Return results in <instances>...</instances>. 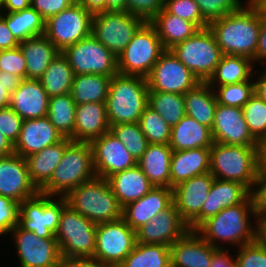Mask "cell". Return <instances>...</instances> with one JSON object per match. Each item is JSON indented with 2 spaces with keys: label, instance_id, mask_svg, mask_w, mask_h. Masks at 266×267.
Returning <instances> with one entry per match:
<instances>
[{
  "label": "cell",
  "instance_id": "obj_1",
  "mask_svg": "<svg viewBox=\"0 0 266 267\" xmlns=\"http://www.w3.org/2000/svg\"><path fill=\"white\" fill-rule=\"evenodd\" d=\"M259 218L252 193L243 203L222 209L195 231L217 249L232 246L233 250L258 239Z\"/></svg>",
  "mask_w": 266,
  "mask_h": 267
},
{
  "label": "cell",
  "instance_id": "obj_2",
  "mask_svg": "<svg viewBox=\"0 0 266 267\" xmlns=\"http://www.w3.org/2000/svg\"><path fill=\"white\" fill-rule=\"evenodd\" d=\"M261 15L249 1L240 10L208 24L223 55H240L253 60L260 33Z\"/></svg>",
  "mask_w": 266,
  "mask_h": 267
},
{
  "label": "cell",
  "instance_id": "obj_3",
  "mask_svg": "<svg viewBox=\"0 0 266 267\" xmlns=\"http://www.w3.org/2000/svg\"><path fill=\"white\" fill-rule=\"evenodd\" d=\"M147 79L141 76L116 74L112 76L106 99L110 127L137 123L148 105Z\"/></svg>",
  "mask_w": 266,
  "mask_h": 267
},
{
  "label": "cell",
  "instance_id": "obj_4",
  "mask_svg": "<svg viewBox=\"0 0 266 267\" xmlns=\"http://www.w3.org/2000/svg\"><path fill=\"white\" fill-rule=\"evenodd\" d=\"M96 176L90 142L71 141L49 182L40 193L65 197L71 190Z\"/></svg>",
  "mask_w": 266,
  "mask_h": 267
},
{
  "label": "cell",
  "instance_id": "obj_5",
  "mask_svg": "<svg viewBox=\"0 0 266 267\" xmlns=\"http://www.w3.org/2000/svg\"><path fill=\"white\" fill-rule=\"evenodd\" d=\"M67 204L95 224L111 222L123 217V207L107 181L95 176L71 190Z\"/></svg>",
  "mask_w": 266,
  "mask_h": 267
},
{
  "label": "cell",
  "instance_id": "obj_6",
  "mask_svg": "<svg viewBox=\"0 0 266 267\" xmlns=\"http://www.w3.org/2000/svg\"><path fill=\"white\" fill-rule=\"evenodd\" d=\"M210 173L217 179L240 182L253 193L258 178L255 146L214 142L210 148Z\"/></svg>",
  "mask_w": 266,
  "mask_h": 267
},
{
  "label": "cell",
  "instance_id": "obj_7",
  "mask_svg": "<svg viewBox=\"0 0 266 267\" xmlns=\"http://www.w3.org/2000/svg\"><path fill=\"white\" fill-rule=\"evenodd\" d=\"M97 224L68 204L62 209L55 238L63 261L93 257L96 248Z\"/></svg>",
  "mask_w": 266,
  "mask_h": 267
},
{
  "label": "cell",
  "instance_id": "obj_8",
  "mask_svg": "<svg viewBox=\"0 0 266 267\" xmlns=\"http://www.w3.org/2000/svg\"><path fill=\"white\" fill-rule=\"evenodd\" d=\"M165 51L154 26L144 22L117 56L118 73L146 78Z\"/></svg>",
  "mask_w": 266,
  "mask_h": 267
},
{
  "label": "cell",
  "instance_id": "obj_9",
  "mask_svg": "<svg viewBox=\"0 0 266 267\" xmlns=\"http://www.w3.org/2000/svg\"><path fill=\"white\" fill-rule=\"evenodd\" d=\"M170 50L200 82L208 81L223 55L208 27L199 29L192 37Z\"/></svg>",
  "mask_w": 266,
  "mask_h": 267
},
{
  "label": "cell",
  "instance_id": "obj_10",
  "mask_svg": "<svg viewBox=\"0 0 266 267\" xmlns=\"http://www.w3.org/2000/svg\"><path fill=\"white\" fill-rule=\"evenodd\" d=\"M67 205L65 197L38 193L19 203L18 224L42 238H55L62 209Z\"/></svg>",
  "mask_w": 266,
  "mask_h": 267
},
{
  "label": "cell",
  "instance_id": "obj_11",
  "mask_svg": "<svg viewBox=\"0 0 266 267\" xmlns=\"http://www.w3.org/2000/svg\"><path fill=\"white\" fill-rule=\"evenodd\" d=\"M62 54L67 58L74 75L98 74L114 76L118 74L117 56L92 34L66 47Z\"/></svg>",
  "mask_w": 266,
  "mask_h": 267
},
{
  "label": "cell",
  "instance_id": "obj_12",
  "mask_svg": "<svg viewBox=\"0 0 266 267\" xmlns=\"http://www.w3.org/2000/svg\"><path fill=\"white\" fill-rule=\"evenodd\" d=\"M92 17L80 3H73L45 21L44 35L62 52L91 35Z\"/></svg>",
  "mask_w": 266,
  "mask_h": 267
},
{
  "label": "cell",
  "instance_id": "obj_13",
  "mask_svg": "<svg viewBox=\"0 0 266 267\" xmlns=\"http://www.w3.org/2000/svg\"><path fill=\"white\" fill-rule=\"evenodd\" d=\"M143 23L129 12H98L92 17L91 34L118 56Z\"/></svg>",
  "mask_w": 266,
  "mask_h": 267
},
{
  "label": "cell",
  "instance_id": "obj_14",
  "mask_svg": "<svg viewBox=\"0 0 266 267\" xmlns=\"http://www.w3.org/2000/svg\"><path fill=\"white\" fill-rule=\"evenodd\" d=\"M20 267H60L63 265L56 238H42L19 224L9 233Z\"/></svg>",
  "mask_w": 266,
  "mask_h": 267
},
{
  "label": "cell",
  "instance_id": "obj_15",
  "mask_svg": "<svg viewBox=\"0 0 266 267\" xmlns=\"http://www.w3.org/2000/svg\"><path fill=\"white\" fill-rule=\"evenodd\" d=\"M136 244V231L123 218L99 223L96 228L94 258L110 267H118Z\"/></svg>",
  "mask_w": 266,
  "mask_h": 267
},
{
  "label": "cell",
  "instance_id": "obj_16",
  "mask_svg": "<svg viewBox=\"0 0 266 267\" xmlns=\"http://www.w3.org/2000/svg\"><path fill=\"white\" fill-rule=\"evenodd\" d=\"M149 92L185 94L200 80L184 66L171 50H166L146 77Z\"/></svg>",
  "mask_w": 266,
  "mask_h": 267
},
{
  "label": "cell",
  "instance_id": "obj_17",
  "mask_svg": "<svg viewBox=\"0 0 266 267\" xmlns=\"http://www.w3.org/2000/svg\"><path fill=\"white\" fill-rule=\"evenodd\" d=\"M215 177L209 172L190 178L172 188L173 204L189 230L201 225V208Z\"/></svg>",
  "mask_w": 266,
  "mask_h": 267
},
{
  "label": "cell",
  "instance_id": "obj_18",
  "mask_svg": "<svg viewBox=\"0 0 266 267\" xmlns=\"http://www.w3.org/2000/svg\"><path fill=\"white\" fill-rule=\"evenodd\" d=\"M93 151V164L97 177L109 176L137 165L136 159L111 131L90 142Z\"/></svg>",
  "mask_w": 266,
  "mask_h": 267
},
{
  "label": "cell",
  "instance_id": "obj_19",
  "mask_svg": "<svg viewBox=\"0 0 266 267\" xmlns=\"http://www.w3.org/2000/svg\"><path fill=\"white\" fill-rule=\"evenodd\" d=\"M39 192L30 179L25 158L15 153L0 157V196L21 203Z\"/></svg>",
  "mask_w": 266,
  "mask_h": 267
},
{
  "label": "cell",
  "instance_id": "obj_20",
  "mask_svg": "<svg viewBox=\"0 0 266 267\" xmlns=\"http://www.w3.org/2000/svg\"><path fill=\"white\" fill-rule=\"evenodd\" d=\"M189 230L172 204L136 230V242L171 246Z\"/></svg>",
  "mask_w": 266,
  "mask_h": 267
},
{
  "label": "cell",
  "instance_id": "obj_21",
  "mask_svg": "<svg viewBox=\"0 0 266 267\" xmlns=\"http://www.w3.org/2000/svg\"><path fill=\"white\" fill-rule=\"evenodd\" d=\"M211 132L213 141L220 144L255 146L256 140L248 130L242 108L217 103Z\"/></svg>",
  "mask_w": 266,
  "mask_h": 267
},
{
  "label": "cell",
  "instance_id": "obj_22",
  "mask_svg": "<svg viewBox=\"0 0 266 267\" xmlns=\"http://www.w3.org/2000/svg\"><path fill=\"white\" fill-rule=\"evenodd\" d=\"M216 250L195 230H188L170 246L171 267H210Z\"/></svg>",
  "mask_w": 266,
  "mask_h": 267
},
{
  "label": "cell",
  "instance_id": "obj_23",
  "mask_svg": "<svg viewBox=\"0 0 266 267\" xmlns=\"http://www.w3.org/2000/svg\"><path fill=\"white\" fill-rule=\"evenodd\" d=\"M63 139L64 137L51 124L47 116L26 119L22 122L20 135L14 145V153L25 158Z\"/></svg>",
  "mask_w": 266,
  "mask_h": 267
},
{
  "label": "cell",
  "instance_id": "obj_24",
  "mask_svg": "<svg viewBox=\"0 0 266 267\" xmlns=\"http://www.w3.org/2000/svg\"><path fill=\"white\" fill-rule=\"evenodd\" d=\"M172 204V188L154 186L145 196L123 207L122 218L136 231Z\"/></svg>",
  "mask_w": 266,
  "mask_h": 267
},
{
  "label": "cell",
  "instance_id": "obj_25",
  "mask_svg": "<svg viewBox=\"0 0 266 267\" xmlns=\"http://www.w3.org/2000/svg\"><path fill=\"white\" fill-rule=\"evenodd\" d=\"M49 96L40 80L23 79L11 94L10 107L23 119L48 115Z\"/></svg>",
  "mask_w": 266,
  "mask_h": 267
},
{
  "label": "cell",
  "instance_id": "obj_26",
  "mask_svg": "<svg viewBox=\"0 0 266 267\" xmlns=\"http://www.w3.org/2000/svg\"><path fill=\"white\" fill-rule=\"evenodd\" d=\"M251 194L240 182L215 178L201 208V224L222 209L243 203Z\"/></svg>",
  "mask_w": 266,
  "mask_h": 267
},
{
  "label": "cell",
  "instance_id": "obj_27",
  "mask_svg": "<svg viewBox=\"0 0 266 267\" xmlns=\"http://www.w3.org/2000/svg\"><path fill=\"white\" fill-rule=\"evenodd\" d=\"M109 131L106 103L76 105L73 141L91 142Z\"/></svg>",
  "mask_w": 266,
  "mask_h": 267
},
{
  "label": "cell",
  "instance_id": "obj_28",
  "mask_svg": "<svg viewBox=\"0 0 266 267\" xmlns=\"http://www.w3.org/2000/svg\"><path fill=\"white\" fill-rule=\"evenodd\" d=\"M210 172V148L173 151L170 165V188L192 177Z\"/></svg>",
  "mask_w": 266,
  "mask_h": 267
},
{
  "label": "cell",
  "instance_id": "obj_29",
  "mask_svg": "<svg viewBox=\"0 0 266 267\" xmlns=\"http://www.w3.org/2000/svg\"><path fill=\"white\" fill-rule=\"evenodd\" d=\"M107 181L122 207L137 201L154 188L138 165L109 176Z\"/></svg>",
  "mask_w": 266,
  "mask_h": 267
},
{
  "label": "cell",
  "instance_id": "obj_30",
  "mask_svg": "<svg viewBox=\"0 0 266 267\" xmlns=\"http://www.w3.org/2000/svg\"><path fill=\"white\" fill-rule=\"evenodd\" d=\"M72 140L64 138L55 145L25 157L31 181L40 191L51 179L54 170L61 162L65 148Z\"/></svg>",
  "mask_w": 266,
  "mask_h": 267
},
{
  "label": "cell",
  "instance_id": "obj_31",
  "mask_svg": "<svg viewBox=\"0 0 266 267\" xmlns=\"http://www.w3.org/2000/svg\"><path fill=\"white\" fill-rule=\"evenodd\" d=\"M26 61V79L39 80L49 64L61 52L45 35L20 42Z\"/></svg>",
  "mask_w": 266,
  "mask_h": 267
},
{
  "label": "cell",
  "instance_id": "obj_32",
  "mask_svg": "<svg viewBox=\"0 0 266 267\" xmlns=\"http://www.w3.org/2000/svg\"><path fill=\"white\" fill-rule=\"evenodd\" d=\"M213 143L211 129L188 115L172 126L169 146L173 151L211 148Z\"/></svg>",
  "mask_w": 266,
  "mask_h": 267
},
{
  "label": "cell",
  "instance_id": "obj_33",
  "mask_svg": "<svg viewBox=\"0 0 266 267\" xmlns=\"http://www.w3.org/2000/svg\"><path fill=\"white\" fill-rule=\"evenodd\" d=\"M173 150L165 144H149L137 165L156 187L170 188V165Z\"/></svg>",
  "mask_w": 266,
  "mask_h": 267
},
{
  "label": "cell",
  "instance_id": "obj_34",
  "mask_svg": "<svg viewBox=\"0 0 266 267\" xmlns=\"http://www.w3.org/2000/svg\"><path fill=\"white\" fill-rule=\"evenodd\" d=\"M253 60L240 55H222L212 76L206 82L212 89L217 86L253 80Z\"/></svg>",
  "mask_w": 266,
  "mask_h": 267
},
{
  "label": "cell",
  "instance_id": "obj_35",
  "mask_svg": "<svg viewBox=\"0 0 266 267\" xmlns=\"http://www.w3.org/2000/svg\"><path fill=\"white\" fill-rule=\"evenodd\" d=\"M184 104L186 115L212 129L217 105L214 89L206 82H200L184 94Z\"/></svg>",
  "mask_w": 266,
  "mask_h": 267
},
{
  "label": "cell",
  "instance_id": "obj_36",
  "mask_svg": "<svg viewBox=\"0 0 266 267\" xmlns=\"http://www.w3.org/2000/svg\"><path fill=\"white\" fill-rule=\"evenodd\" d=\"M150 23L156 29L166 50L192 37L199 30L194 23L170 14L164 8Z\"/></svg>",
  "mask_w": 266,
  "mask_h": 267
},
{
  "label": "cell",
  "instance_id": "obj_37",
  "mask_svg": "<svg viewBox=\"0 0 266 267\" xmlns=\"http://www.w3.org/2000/svg\"><path fill=\"white\" fill-rule=\"evenodd\" d=\"M112 76L98 74L74 75L70 94L76 105L106 103Z\"/></svg>",
  "mask_w": 266,
  "mask_h": 267
},
{
  "label": "cell",
  "instance_id": "obj_38",
  "mask_svg": "<svg viewBox=\"0 0 266 267\" xmlns=\"http://www.w3.org/2000/svg\"><path fill=\"white\" fill-rule=\"evenodd\" d=\"M0 15L19 43L29 38L44 35L45 20L31 6L19 12H2Z\"/></svg>",
  "mask_w": 266,
  "mask_h": 267
},
{
  "label": "cell",
  "instance_id": "obj_39",
  "mask_svg": "<svg viewBox=\"0 0 266 267\" xmlns=\"http://www.w3.org/2000/svg\"><path fill=\"white\" fill-rule=\"evenodd\" d=\"M74 72L67 58L60 52L39 79L49 97L70 93Z\"/></svg>",
  "mask_w": 266,
  "mask_h": 267
},
{
  "label": "cell",
  "instance_id": "obj_40",
  "mask_svg": "<svg viewBox=\"0 0 266 267\" xmlns=\"http://www.w3.org/2000/svg\"><path fill=\"white\" fill-rule=\"evenodd\" d=\"M118 267H171L170 247L136 242Z\"/></svg>",
  "mask_w": 266,
  "mask_h": 267
},
{
  "label": "cell",
  "instance_id": "obj_41",
  "mask_svg": "<svg viewBox=\"0 0 266 267\" xmlns=\"http://www.w3.org/2000/svg\"><path fill=\"white\" fill-rule=\"evenodd\" d=\"M76 104L70 93L49 97L48 115L51 124L64 138L73 141Z\"/></svg>",
  "mask_w": 266,
  "mask_h": 267
},
{
  "label": "cell",
  "instance_id": "obj_42",
  "mask_svg": "<svg viewBox=\"0 0 266 267\" xmlns=\"http://www.w3.org/2000/svg\"><path fill=\"white\" fill-rule=\"evenodd\" d=\"M148 106L160 114L171 127L186 115L183 94L148 92Z\"/></svg>",
  "mask_w": 266,
  "mask_h": 267
},
{
  "label": "cell",
  "instance_id": "obj_43",
  "mask_svg": "<svg viewBox=\"0 0 266 267\" xmlns=\"http://www.w3.org/2000/svg\"><path fill=\"white\" fill-rule=\"evenodd\" d=\"M138 124L149 144L169 145L172 127L148 105L145 107Z\"/></svg>",
  "mask_w": 266,
  "mask_h": 267
},
{
  "label": "cell",
  "instance_id": "obj_44",
  "mask_svg": "<svg viewBox=\"0 0 266 267\" xmlns=\"http://www.w3.org/2000/svg\"><path fill=\"white\" fill-rule=\"evenodd\" d=\"M110 131L121 141L136 161L142 157L149 145L138 122L116 124L110 127Z\"/></svg>",
  "mask_w": 266,
  "mask_h": 267
},
{
  "label": "cell",
  "instance_id": "obj_45",
  "mask_svg": "<svg viewBox=\"0 0 266 267\" xmlns=\"http://www.w3.org/2000/svg\"><path fill=\"white\" fill-rule=\"evenodd\" d=\"M214 92L218 104L242 108L254 94V81L217 86Z\"/></svg>",
  "mask_w": 266,
  "mask_h": 267
},
{
  "label": "cell",
  "instance_id": "obj_46",
  "mask_svg": "<svg viewBox=\"0 0 266 267\" xmlns=\"http://www.w3.org/2000/svg\"><path fill=\"white\" fill-rule=\"evenodd\" d=\"M242 112L252 137L256 140L266 136V103L253 94L242 107Z\"/></svg>",
  "mask_w": 266,
  "mask_h": 267
},
{
  "label": "cell",
  "instance_id": "obj_47",
  "mask_svg": "<svg viewBox=\"0 0 266 267\" xmlns=\"http://www.w3.org/2000/svg\"><path fill=\"white\" fill-rule=\"evenodd\" d=\"M204 20L209 24L228 13L240 10L249 0H194Z\"/></svg>",
  "mask_w": 266,
  "mask_h": 267
},
{
  "label": "cell",
  "instance_id": "obj_48",
  "mask_svg": "<svg viewBox=\"0 0 266 267\" xmlns=\"http://www.w3.org/2000/svg\"><path fill=\"white\" fill-rule=\"evenodd\" d=\"M164 9L170 14L194 23L199 29L208 27L194 0H164Z\"/></svg>",
  "mask_w": 266,
  "mask_h": 267
},
{
  "label": "cell",
  "instance_id": "obj_49",
  "mask_svg": "<svg viewBox=\"0 0 266 267\" xmlns=\"http://www.w3.org/2000/svg\"><path fill=\"white\" fill-rule=\"evenodd\" d=\"M234 253L236 267H266V247L258 239L240 246Z\"/></svg>",
  "mask_w": 266,
  "mask_h": 267
},
{
  "label": "cell",
  "instance_id": "obj_50",
  "mask_svg": "<svg viewBox=\"0 0 266 267\" xmlns=\"http://www.w3.org/2000/svg\"><path fill=\"white\" fill-rule=\"evenodd\" d=\"M0 71L26 79V61L19 46L0 51Z\"/></svg>",
  "mask_w": 266,
  "mask_h": 267
},
{
  "label": "cell",
  "instance_id": "obj_51",
  "mask_svg": "<svg viewBox=\"0 0 266 267\" xmlns=\"http://www.w3.org/2000/svg\"><path fill=\"white\" fill-rule=\"evenodd\" d=\"M23 119L9 106L0 109V133L14 146L20 135Z\"/></svg>",
  "mask_w": 266,
  "mask_h": 267
},
{
  "label": "cell",
  "instance_id": "obj_52",
  "mask_svg": "<svg viewBox=\"0 0 266 267\" xmlns=\"http://www.w3.org/2000/svg\"><path fill=\"white\" fill-rule=\"evenodd\" d=\"M126 2L127 12L144 22H151L164 8V0H126Z\"/></svg>",
  "mask_w": 266,
  "mask_h": 267
},
{
  "label": "cell",
  "instance_id": "obj_53",
  "mask_svg": "<svg viewBox=\"0 0 266 267\" xmlns=\"http://www.w3.org/2000/svg\"><path fill=\"white\" fill-rule=\"evenodd\" d=\"M19 219V203L10 198L0 196V237L6 236Z\"/></svg>",
  "mask_w": 266,
  "mask_h": 267
},
{
  "label": "cell",
  "instance_id": "obj_54",
  "mask_svg": "<svg viewBox=\"0 0 266 267\" xmlns=\"http://www.w3.org/2000/svg\"><path fill=\"white\" fill-rule=\"evenodd\" d=\"M72 0H30V6L34 8L46 21L51 16L70 7Z\"/></svg>",
  "mask_w": 266,
  "mask_h": 267
},
{
  "label": "cell",
  "instance_id": "obj_55",
  "mask_svg": "<svg viewBox=\"0 0 266 267\" xmlns=\"http://www.w3.org/2000/svg\"><path fill=\"white\" fill-rule=\"evenodd\" d=\"M259 217L266 215V173H258L257 184L253 192Z\"/></svg>",
  "mask_w": 266,
  "mask_h": 267
},
{
  "label": "cell",
  "instance_id": "obj_56",
  "mask_svg": "<svg viewBox=\"0 0 266 267\" xmlns=\"http://www.w3.org/2000/svg\"><path fill=\"white\" fill-rule=\"evenodd\" d=\"M254 64L265 66L266 65V17L261 16L260 33L258 37V44L254 56Z\"/></svg>",
  "mask_w": 266,
  "mask_h": 267
},
{
  "label": "cell",
  "instance_id": "obj_57",
  "mask_svg": "<svg viewBox=\"0 0 266 267\" xmlns=\"http://www.w3.org/2000/svg\"><path fill=\"white\" fill-rule=\"evenodd\" d=\"M19 44L11 30L7 27L4 18L0 15V51L15 48Z\"/></svg>",
  "mask_w": 266,
  "mask_h": 267
},
{
  "label": "cell",
  "instance_id": "obj_58",
  "mask_svg": "<svg viewBox=\"0 0 266 267\" xmlns=\"http://www.w3.org/2000/svg\"><path fill=\"white\" fill-rule=\"evenodd\" d=\"M210 267H236L235 256L234 253L231 254V248L217 249L213 254Z\"/></svg>",
  "mask_w": 266,
  "mask_h": 267
},
{
  "label": "cell",
  "instance_id": "obj_59",
  "mask_svg": "<svg viewBox=\"0 0 266 267\" xmlns=\"http://www.w3.org/2000/svg\"><path fill=\"white\" fill-rule=\"evenodd\" d=\"M261 69L259 70L255 68L254 70L253 74L254 94L258 96L263 102L266 103V66H261Z\"/></svg>",
  "mask_w": 266,
  "mask_h": 267
},
{
  "label": "cell",
  "instance_id": "obj_60",
  "mask_svg": "<svg viewBox=\"0 0 266 267\" xmlns=\"http://www.w3.org/2000/svg\"><path fill=\"white\" fill-rule=\"evenodd\" d=\"M255 157L257 173H266V136L256 139Z\"/></svg>",
  "mask_w": 266,
  "mask_h": 267
},
{
  "label": "cell",
  "instance_id": "obj_61",
  "mask_svg": "<svg viewBox=\"0 0 266 267\" xmlns=\"http://www.w3.org/2000/svg\"><path fill=\"white\" fill-rule=\"evenodd\" d=\"M64 267H110L94 257L72 258L63 261Z\"/></svg>",
  "mask_w": 266,
  "mask_h": 267
},
{
  "label": "cell",
  "instance_id": "obj_62",
  "mask_svg": "<svg viewBox=\"0 0 266 267\" xmlns=\"http://www.w3.org/2000/svg\"><path fill=\"white\" fill-rule=\"evenodd\" d=\"M23 79L17 75L0 71V82L6 87V90L12 94L20 85Z\"/></svg>",
  "mask_w": 266,
  "mask_h": 267
},
{
  "label": "cell",
  "instance_id": "obj_63",
  "mask_svg": "<svg viewBox=\"0 0 266 267\" xmlns=\"http://www.w3.org/2000/svg\"><path fill=\"white\" fill-rule=\"evenodd\" d=\"M30 7V0H4L3 12L14 13Z\"/></svg>",
  "mask_w": 266,
  "mask_h": 267
},
{
  "label": "cell",
  "instance_id": "obj_64",
  "mask_svg": "<svg viewBox=\"0 0 266 267\" xmlns=\"http://www.w3.org/2000/svg\"><path fill=\"white\" fill-rule=\"evenodd\" d=\"M80 4L92 14L105 12L106 0H82Z\"/></svg>",
  "mask_w": 266,
  "mask_h": 267
},
{
  "label": "cell",
  "instance_id": "obj_65",
  "mask_svg": "<svg viewBox=\"0 0 266 267\" xmlns=\"http://www.w3.org/2000/svg\"><path fill=\"white\" fill-rule=\"evenodd\" d=\"M105 12H127L126 0H106Z\"/></svg>",
  "mask_w": 266,
  "mask_h": 267
},
{
  "label": "cell",
  "instance_id": "obj_66",
  "mask_svg": "<svg viewBox=\"0 0 266 267\" xmlns=\"http://www.w3.org/2000/svg\"><path fill=\"white\" fill-rule=\"evenodd\" d=\"M14 153V146L0 133V157H5Z\"/></svg>",
  "mask_w": 266,
  "mask_h": 267
},
{
  "label": "cell",
  "instance_id": "obj_67",
  "mask_svg": "<svg viewBox=\"0 0 266 267\" xmlns=\"http://www.w3.org/2000/svg\"><path fill=\"white\" fill-rule=\"evenodd\" d=\"M11 94L6 90V87L0 82V109L10 106Z\"/></svg>",
  "mask_w": 266,
  "mask_h": 267
},
{
  "label": "cell",
  "instance_id": "obj_68",
  "mask_svg": "<svg viewBox=\"0 0 266 267\" xmlns=\"http://www.w3.org/2000/svg\"><path fill=\"white\" fill-rule=\"evenodd\" d=\"M258 240L266 247V222L258 223Z\"/></svg>",
  "mask_w": 266,
  "mask_h": 267
},
{
  "label": "cell",
  "instance_id": "obj_69",
  "mask_svg": "<svg viewBox=\"0 0 266 267\" xmlns=\"http://www.w3.org/2000/svg\"><path fill=\"white\" fill-rule=\"evenodd\" d=\"M259 11L261 16L266 17V0H249Z\"/></svg>",
  "mask_w": 266,
  "mask_h": 267
},
{
  "label": "cell",
  "instance_id": "obj_70",
  "mask_svg": "<svg viewBox=\"0 0 266 267\" xmlns=\"http://www.w3.org/2000/svg\"><path fill=\"white\" fill-rule=\"evenodd\" d=\"M4 0H0V13L3 12Z\"/></svg>",
  "mask_w": 266,
  "mask_h": 267
},
{
  "label": "cell",
  "instance_id": "obj_71",
  "mask_svg": "<svg viewBox=\"0 0 266 267\" xmlns=\"http://www.w3.org/2000/svg\"><path fill=\"white\" fill-rule=\"evenodd\" d=\"M259 222H266V215L259 218Z\"/></svg>",
  "mask_w": 266,
  "mask_h": 267
},
{
  "label": "cell",
  "instance_id": "obj_72",
  "mask_svg": "<svg viewBox=\"0 0 266 267\" xmlns=\"http://www.w3.org/2000/svg\"><path fill=\"white\" fill-rule=\"evenodd\" d=\"M74 3H80L82 0H72Z\"/></svg>",
  "mask_w": 266,
  "mask_h": 267
}]
</instances>
